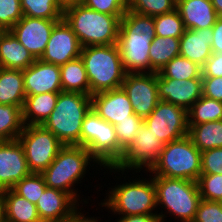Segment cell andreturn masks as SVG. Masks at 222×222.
<instances>
[{
  "mask_svg": "<svg viewBox=\"0 0 222 222\" xmlns=\"http://www.w3.org/2000/svg\"><path fill=\"white\" fill-rule=\"evenodd\" d=\"M155 36L153 17L126 11L120 19L117 42L126 73H151L149 50Z\"/></svg>",
  "mask_w": 222,
  "mask_h": 222,
  "instance_id": "cell-1",
  "label": "cell"
},
{
  "mask_svg": "<svg viewBox=\"0 0 222 222\" xmlns=\"http://www.w3.org/2000/svg\"><path fill=\"white\" fill-rule=\"evenodd\" d=\"M62 18L76 34L82 47L114 45L118 42L120 19L100 13L82 3L64 6Z\"/></svg>",
  "mask_w": 222,
  "mask_h": 222,
  "instance_id": "cell-2",
  "label": "cell"
},
{
  "mask_svg": "<svg viewBox=\"0 0 222 222\" xmlns=\"http://www.w3.org/2000/svg\"><path fill=\"white\" fill-rule=\"evenodd\" d=\"M91 164L92 166L97 164V167L99 165L102 170V166L85 147L64 145L54 161L40 174L47 187L67 192L79 202L78 188L75 190L74 186L76 183L82 182L81 180L85 177L86 170Z\"/></svg>",
  "mask_w": 222,
  "mask_h": 222,
  "instance_id": "cell-3",
  "label": "cell"
},
{
  "mask_svg": "<svg viewBox=\"0 0 222 222\" xmlns=\"http://www.w3.org/2000/svg\"><path fill=\"white\" fill-rule=\"evenodd\" d=\"M92 108L90 95L61 91L56 105L43 126L51 131L63 145L81 146V127Z\"/></svg>",
  "mask_w": 222,
  "mask_h": 222,
  "instance_id": "cell-4",
  "label": "cell"
},
{
  "mask_svg": "<svg viewBox=\"0 0 222 222\" xmlns=\"http://www.w3.org/2000/svg\"><path fill=\"white\" fill-rule=\"evenodd\" d=\"M80 58L90 83V96L122 86L126 72L117 44L82 47Z\"/></svg>",
  "mask_w": 222,
  "mask_h": 222,
  "instance_id": "cell-5",
  "label": "cell"
},
{
  "mask_svg": "<svg viewBox=\"0 0 222 222\" xmlns=\"http://www.w3.org/2000/svg\"><path fill=\"white\" fill-rule=\"evenodd\" d=\"M152 177L156 187L157 207L160 206L166 211L157 214L160 221L165 222L164 218H167L166 215L169 213L180 222H193L201 200L197 181L163 176Z\"/></svg>",
  "mask_w": 222,
  "mask_h": 222,
  "instance_id": "cell-6",
  "label": "cell"
},
{
  "mask_svg": "<svg viewBox=\"0 0 222 222\" xmlns=\"http://www.w3.org/2000/svg\"><path fill=\"white\" fill-rule=\"evenodd\" d=\"M149 176L148 179L132 178L128 182L123 181L114 188L111 187L106 193V200L100 203L101 207H107L109 212L111 210L113 215L119 216L157 215L156 187L153 177L151 174Z\"/></svg>",
  "mask_w": 222,
  "mask_h": 222,
  "instance_id": "cell-7",
  "label": "cell"
},
{
  "mask_svg": "<svg viewBox=\"0 0 222 222\" xmlns=\"http://www.w3.org/2000/svg\"><path fill=\"white\" fill-rule=\"evenodd\" d=\"M201 164V151L187 135L165 144L160 157L147 172L153 174L151 176L197 181Z\"/></svg>",
  "mask_w": 222,
  "mask_h": 222,
  "instance_id": "cell-8",
  "label": "cell"
},
{
  "mask_svg": "<svg viewBox=\"0 0 222 222\" xmlns=\"http://www.w3.org/2000/svg\"><path fill=\"white\" fill-rule=\"evenodd\" d=\"M81 146L85 147L102 167L118 163V140L115 126L98 116L91 108L81 127Z\"/></svg>",
  "mask_w": 222,
  "mask_h": 222,
  "instance_id": "cell-9",
  "label": "cell"
},
{
  "mask_svg": "<svg viewBox=\"0 0 222 222\" xmlns=\"http://www.w3.org/2000/svg\"><path fill=\"white\" fill-rule=\"evenodd\" d=\"M17 139L23 147L29 170L32 173L44 171L64 146L43 125H24Z\"/></svg>",
  "mask_w": 222,
  "mask_h": 222,
  "instance_id": "cell-10",
  "label": "cell"
},
{
  "mask_svg": "<svg viewBox=\"0 0 222 222\" xmlns=\"http://www.w3.org/2000/svg\"><path fill=\"white\" fill-rule=\"evenodd\" d=\"M164 145L151 131H148V126L143 123L137 137H134L131 144L123 151L121 160L115 166L103 168L108 169L110 173H122L124 179L127 177L123 176L125 171L127 174L131 170L138 173L145 169L147 172L160 157Z\"/></svg>",
  "mask_w": 222,
  "mask_h": 222,
  "instance_id": "cell-11",
  "label": "cell"
},
{
  "mask_svg": "<svg viewBox=\"0 0 222 222\" xmlns=\"http://www.w3.org/2000/svg\"><path fill=\"white\" fill-rule=\"evenodd\" d=\"M144 123L148 126V131L164 144L188 135L187 110L162 100L144 118Z\"/></svg>",
  "mask_w": 222,
  "mask_h": 222,
  "instance_id": "cell-12",
  "label": "cell"
},
{
  "mask_svg": "<svg viewBox=\"0 0 222 222\" xmlns=\"http://www.w3.org/2000/svg\"><path fill=\"white\" fill-rule=\"evenodd\" d=\"M134 114L145 118L158 104L157 72L153 73H126L122 83Z\"/></svg>",
  "mask_w": 222,
  "mask_h": 222,
  "instance_id": "cell-13",
  "label": "cell"
},
{
  "mask_svg": "<svg viewBox=\"0 0 222 222\" xmlns=\"http://www.w3.org/2000/svg\"><path fill=\"white\" fill-rule=\"evenodd\" d=\"M82 46L71 27L62 18L51 31L45 52L40 60L63 65L81 55Z\"/></svg>",
  "mask_w": 222,
  "mask_h": 222,
  "instance_id": "cell-14",
  "label": "cell"
},
{
  "mask_svg": "<svg viewBox=\"0 0 222 222\" xmlns=\"http://www.w3.org/2000/svg\"><path fill=\"white\" fill-rule=\"evenodd\" d=\"M60 20H49L23 16L9 30L35 59L45 52L52 29Z\"/></svg>",
  "mask_w": 222,
  "mask_h": 222,
  "instance_id": "cell-15",
  "label": "cell"
},
{
  "mask_svg": "<svg viewBox=\"0 0 222 222\" xmlns=\"http://www.w3.org/2000/svg\"><path fill=\"white\" fill-rule=\"evenodd\" d=\"M79 205L69 193L46 187L36 208L41 222H68L81 213Z\"/></svg>",
  "mask_w": 222,
  "mask_h": 222,
  "instance_id": "cell-16",
  "label": "cell"
},
{
  "mask_svg": "<svg viewBox=\"0 0 222 222\" xmlns=\"http://www.w3.org/2000/svg\"><path fill=\"white\" fill-rule=\"evenodd\" d=\"M31 173L18 139L0 141V185L2 188L12 189L17 182Z\"/></svg>",
  "mask_w": 222,
  "mask_h": 222,
  "instance_id": "cell-17",
  "label": "cell"
},
{
  "mask_svg": "<svg viewBox=\"0 0 222 222\" xmlns=\"http://www.w3.org/2000/svg\"><path fill=\"white\" fill-rule=\"evenodd\" d=\"M22 73L26 96L62 91L59 65L36 59Z\"/></svg>",
  "mask_w": 222,
  "mask_h": 222,
  "instance_id": "cell-18",
  "label": "cell"
},
{
  "mask_svg": "<svg viewBox=\"0 0 222 222\" xmlns=\"http://www.w3.org/2000/svg\"><path fill=\"white\" fill-rule=\"evenodd\" d=\"M159 100L188 109L203 95L202 79L176 80L157 73Z\"/></svg>",
  "mask_w": 222,
  "mask_h": 222,
  "instance_id": "cell-19",
  "label": "cell"
},
{
  "mask_svg": "<svg viewBox=\"0 0 222 222\" xmlns=\"http://www.w3.org/2000/svg\"><path fill=\"white\" fill-rule=\"evenodd\" d=\"M92 109L99 117L112 125L124 119H131L134 114L131 102L122 87L102 91L91 95Z\"/></svg>",
  "mask_w": 222,
  "mask_h": 222,
  "instance_id": "cell-20",
  "label": "cell"
},
{
  "mask_svg": "<svg viewBox=\"0 0 222 222\" xmlns=\"http://www.w3.org/2000/svg\"><path fill=\"white\" fill-rule=\"evenodd\" d=\"M212 35V27L197 30L185 29L180 37V56L203 67L212 54Z\"/></svg>",
  "mask_w": 222,
  "mask_h": 222,
  "instance_id": "cell-21",
  "label": "cell"
},
{
  "mask_svg": "<svg viewBox=\"0 0 222 222\" xmlns=\"http://www.w3.org/2000/svg\"><path fill=\"white\" fill-rule=\"evenodd\" d=\"M185 29L211 28L218 15L211 0H181L176 4Z\"/></svg>",
  "mask_w": 222,
  "mask_h": 222,
  "instance_id": "cell-22",
  "label": "cell"
},
{
  "mask_svg": "<svg viewBox=\"0 0 222 222\" xmlns=\"http://www.w3.org/2000/svg\"><path fill=\"white\" fill-rule=\"evenodd\" d=\"M34 56L7 30L0 38V67L24 70L35 62Z\"/></svg>",
  "mask_w": 222,
  "mask_h": 222,
  "instance_id": "cell-23",
  "label": "cell"
},
{
  "mask_svg": "<svg viewBox=\"0 0 222 222\" xmlns=\"http://www.w3.org/2000/svg\"><path fill=\"white\" fill-rule=\"evenodd\" d=\"M59 93L26 96L22 107L24 125H43L55 108Z\"/></svg>",
  "mask_w": 222,
  "mask_h": 222,
  "instance_id": "cell-24",
  "label": "cell"
},
{
  "mask_svg": "<svg viewBox=\"0 0 222 222\" xmlns=\"http://www.w3.org/2000/svg\"><path fill=\"white\" fill-rule=\"evenodd\" d=\"M25 98L22 70L0 67V104L22 108Z\"/></svg>",
  "mask_w": 222,
  "mask_h": 222,
  "instance_id": "cell-25",
  "label": "cell"
},
{
  "mask_svg": "<svg viewBox=\"0 0 222 222\" xmlns=\"http://www.w3.org/2000/svg\"><path fill=\"white\" fill-rule=\"evenodd\" d=\"M5 220L8 222H41L36 204L16 194L12 189L4 191Z\"/></svg>",
  "mask_w": 222,
  "mask_h": 222,
  "instance_id": "cell-26",
  "label": "cell"
},
{
  "mask_svg": "<svg viewBox=\"0 0 222 222\" xmlns=\"http://www.w3.org/2000/svg\"><path fill=\"white\" fill-rule=\"evenodd\" d=\"M60 73L62 91L90 95V83L80 57L61 65Z\"/></svg>",
  "mask_w": 222,
  "mask_h": 222,
  "instance_id": "cell-27",
  "label": "cell"
},
{
  "mask_svg": "<svg viewBox=\"0 0 222 222\" xmlns=\"http://www.w3.org/2000/svg\"><path fill=\"white\" fill-rule=\"evenodd\" d=\"M188 136L201 152L222 147V120L188 125Z\"/></svg>",
  "mask_w": 222,
  "mask_h": 222,
  "instance_id": "cell-28",
  "label": "cell"
},
{
  "mask_svg": "<svg viewBox=\"0 0 222 222\" xmlns=\"http://www.w3.org/2000/svg\"><path fill=\"white\" fill-rule=\"evenodd\" d=\"M180 38L155 36L149 50L151 73L159 72L174 57L180 55Z\"/></svg>",
  "mask_w": 222,
  "mask_h": 222,
  "instance_id": "cell-29",
  "label": "cell"
},
{
  "mask_svg": "<svg viewBox=\"0 0 222 222\" xmlns=\"http://www.w3.org/2000/svg\"><path fill=\"white\" fill-rule=\"evenodd\" d=\"M24 16L61 20L64 11L62 0H20Z\"/></svg>",
  "mask_w": 222,
  "mask_h": 222,
  "instance_id": "cell-30",
  "label": "cell"
},
{
  "mask_svg": "<svg viewBox=\"0 0 222 222\" xmlns=\"http://www.w3.org/2000/svg\"><path fill=\"white\" fill-rule=\"evenodd\" d=\"M188 125L222 120V102L203 96L187 111Z\"/></svg>",
  "mask_w": 222,
  "mask_h": 222,
  "instance_id": "cell-31",
  "label": "cell"
},
{
  "mask_svg": "<svg viewBox=\"0 0 222 222\" xmlns=\"http://www.w3.org/2000/svg\"><path fill=\"white\" fill-rule=\"evenodd\" d=\"M23 128L22 108L0 104V141L17 139Z\"/></svg>",
  "mask_w": 222,
  "mask_h": 222,
  "instance_id": "cell-32",
  "label": "cell"
},
{
  "mask_svg": "<svg viewBox=\"0 0 222 222\" xmlns=\"http://www.w3.org/2000/svg\"><path fill=\"white\" fill-rule=\"evenodd\" d=\"M158 74L162 78L176 80L202 79V67L179 55L167 63Z\"/></svg>",
  "mask_w": 222,
  "mask_h": 222,
  "instance_id": "cell-33",
  "label": "cell"
},
{
  "mask_svg": "<svg viewBox=\"0 0 222 222\" xmlns=\"http://www.w3.org/2000/svg\"><path fill=\"white\" fill-rule=\"evenodd\" d=\"M155 33L160 37L180 38L184 31V23L177 9L153 17Z\"/></svg>",
  "mask_w": 222,
  "mask_h": 222,
  "instance_id": "cell-34",
  "label": "cell"
},
{
  "mask_svg": "<svg viewBox=\"0 0 222 222\" xmlns=\"http://www.w3.org/2000/svg\"><path fill=\"white\" fill-rule=\"evenodd\" d=\"M144 123V119L136 114L131 119H124L115 125L116 138L118 140V162L121 160L123 151L131 144L134 137H137L138 130Z\"/></svg>",
  "mask_w": 222,
  "mask_h": 222,
  "instance_id": "cell-35",
  "label": "cell"
},
{
  "mask_svg": "<svg viewBox=\"0 0 222 222\" xmlns=\"http://www.w3.org/2000/svg\"><path fill=\"white\" fill-rule=\"evenodd\" d=\"M46 187L47 185L40 173H31L17 182L12 190L19 196L36 204Z\"/></svg>",
  "mask_w": 222,
  "mask_h": 222,
  "instance_id": "cell-36",
  "label": "cell"
},
{
  "mask_svg": "<svg viewBox=\"0 0 222 222\" xmlns=\"http://www.w3.org/2000/svg\"><path fill=\"white\" fill-rule=\"evenodd\" d=\"M176 9L173 0H128V10L151 17Z\"/></svg>",
  "mask_w": 222,
  "mask_h": 222,
  "instance_id": "cell-37",
  "label": "cell"
},
{
  "mask_svg": "<svg viewBox=\"0 0 222 222\" xmlns=\"http://www.w3.org/2000/svg\"><path fill=\"white\" fill-rule=\"evenodd\" d=\"M197 184L201 199L222 202V174H201Z\"/></svg>",
  "mask_w": 222,
  "mask_h": 222,
  "instance_id": "cell-38",
  "label": "cell"
},
{
  "mask_svg": "<svg viewBox=\"0 0 222 222\" xmlns=\"http://www.w3.org/2000/svg\"><path fill=\"white\" fill-rule=\"evenodd\" d=\"M82 4L100 13L121 19L128 10V0H83Z\"/></svg>",
  "mask_w": 222,
  "mask_h": 222,
  "instance_id": "cell-39",
  "label": "cell"
},
{
  "mask_svg": "<svg viewBox=\"0 0 222 222\" xmlns=\"http://www.w3.org/2000/svg\"><path fill=\"white\" fill-rule=\"evenodd\" d=\"M20 0H0V24L10 30L22 17Z\"/></svg>",
  "mask_w": 222,
  "mask_h": 222,
  "instance_id": "cell-40",
  "label": "cell"
},
{
  "mask_svg": "<svg viewBox=\"0 0 222 222\" xmlns=\"http://www.w3.org/2000/svg\"><path fill=\"white\" fill-rule=\"evenodd\" d=\"M193 222H222V202L201 199Z\"/></svg>",
  "mask_w": 222,
  "mask_h": 222,
  "instance_id": "cell-41",
  "label": "cell"
},
{
  "mask_svg": "<svg viewBox=\"0 0 222 222\" xmlns=\"http://www.w3.org/2000/svg\"><path fill=\"white\" fill-rule=\"evenodd\" d=\"M201 174H222V147L201 152Z\"/></svg>",
  "mask_w": 222,
  "mask_h": 222,
  "instance_id": "cell-42",
  "label": "cell"
},
{
  "mask_svg": "<svg viewBox=\"0 0 222 222\" xmlns=\"http://www.w3.org/2000/svg\"><path fill=\"white\" fill-rule=\"evenodd\" d=\"M203 96L222 102V77H202Z\"/></svg>",
  "mask_w": 222,
  "mask_h": 222,
  "instance_id": "cell-43",
  "label": "cell"
},
{
  "mask_svg": "<svg viewBox=\"0 0 222 222\" xmlns=\"http://www.w3.org/2000/svg\"><path fill=\"white\" fill-rule=\"evenodd\" d=\"M202 77H222V52L211 54L202 67Z\"/></svg>",
  "mask_w": 222,
  "mask_h": 222,
  "instance_id": "cell-44",
  "label": "cell"
},
{
  "mask_svg": "<svg viewBox=\"0 0 222 222\" xmlns=\"http://www.w3.org/2000/svg\"><path fill=\"white\" fill-rule=\"evenodd\" d=\"M212 53L222 52V17L218 16L215 24L212 27Z\"/></svg>",
  "mask_w": 222,
  "mask_h": 222,
  "instance_id": "cell-45",
  "label": "cell"
},
{
  "mask_svg": "<svg viewBox=\"0 0 222 222\" xmlns=\"http://www.w3.org/2000/svg\"><path fill=\"white\" fill-rule=\"evenodd\" d=\"M117 222H161L158 215L119 216Z\"/></svg>",
  "mask_w": 222,
  "mask_h": 222,
  "instance_id": "cell-46",
  "label": "cell"
},
{
  "mask_svg": "<svg viewBox=\"0 0 222 222\" xmlns=\"http://www.w3.org/2000/svg\"><path fill=\"white\" fill-rule=\"evenodd\" d=\"M97 217H87L85 213H79L74 219L68 221V222H97Z\"/></svg>",
  "mask_w": 222,
  "mask_h": 222,
  "instance_id": "cell-47",
  "label": "cell"
},
{
  "mask_svg": "<svg viewBox=\"0 0 222 222\" xmlns=\"http://www.w3.org/2000/svg\"><path fill=\"white\" fill-rule=\"evenodd\" d=\"M211 2L217 15L222 17V0H211Z\"/></svg>",
  "mask_w": 222,
  "mask_h": 222,
  "instance_id": "cell-48",
  "label": "cell"
},
{
  "mask_svg": "<svg viewBox=\"0 0 222 222\" xmlns=\"http://www.w3.org/2000/svg\"><path fill=\"white\" fill-rule=\"evenodd\" d=\"M5 220L4 202L2 197L0 198V222Z\"/></svg>",
  "mask_w": 222,
  "mask_h": 222,
  "instance_id": "cell-49",
  "label": "cell"
},
{
  "mask_svg": "<svg viewBox=\"0 0 222 222\" xmlns=\"http://www.w3.org/2000/svg\"><path fill=\"white\" fill-rule=\"evenodd\" d=\"M64 6L72 4V3H82L83 0H62Z\"/></svg>",
  "mask_w": 222,
  "mask_h": 222,
  "instance_id": "cell-50",
  "label": "cell"
},
{
  "mask_svg": "<svg viewBox=\"0 0 222 222\" xmlns=\"http://www.w3.org/2000/svg\"><path fill=\"white\" fill-rule=\"evenodd\" d=\"M7 31L1 24H0V38L1 36Z\"/></svg>",
  "mask_w": 222,
  "mask_h": 222,
  "instance_id": "cell-51",
  "label": "cell"
},
{
  "mask_svg": "<svg viewBox=\"0 0 222 222\" xmlns=\"http://www.w3.org/2000/svg\"><path fill=\"white\" fill-rule=\"evenodd\" d=\"M4 189L2 188V186L0 185V198L3 196V194H4Z\"/></svg>",
  "mask_w": 222,
  "mask_h": 222,
  "instance_id": "cell-52",
  "label": "cell"
},
{
  "mask_svg": "<svg viewBox=\"0 0 222 222\" xmlns=\"http://www.w3.org/2000/svg\"><path fill=\"white\" fill-rule=\"evenodd\" d=\"M176 4L179 2V1H181V0H173Z\"/></svg>",
  "mask_w": 222,
  "mask_h": 222,
  "instance_id": "cell-53",
  "label": "cell"
}]
</instances>
